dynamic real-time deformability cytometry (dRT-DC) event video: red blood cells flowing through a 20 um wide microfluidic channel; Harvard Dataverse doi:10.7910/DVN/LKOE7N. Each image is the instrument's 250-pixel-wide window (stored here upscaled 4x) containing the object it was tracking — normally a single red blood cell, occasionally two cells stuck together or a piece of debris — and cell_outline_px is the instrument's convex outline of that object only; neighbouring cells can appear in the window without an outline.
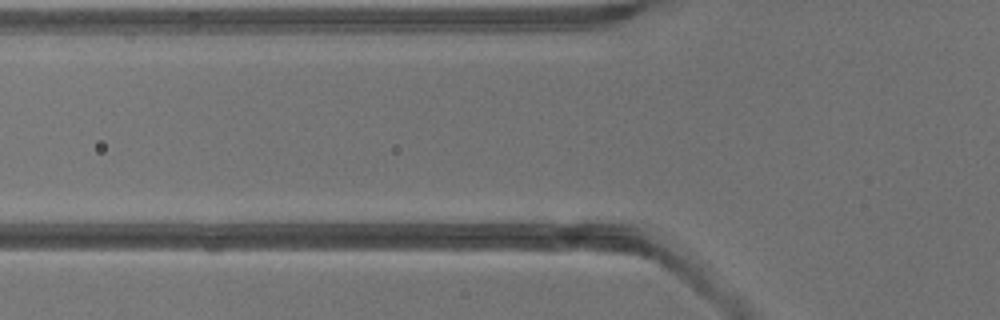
{"species": "common noctule bat (a hibernating species)", "species_latin": "Nyctalus noctula", "temperature_condition": "warm", "stored_images_in_passage": 6, "camera_frame_rate_fps": 3000, "um_per_image_px": 0.085, "animal": {"sex": "male", "body_mass_g": 13.3}, "frame": {"image": 1, "passage_image": 2, "time_ms": 0.333, "image_size_px": [1000, 320], "cell_outline_px": [[308, 224], [292, 232], [220, 236], [208, 236], [172, 232], [172, 224], [260, 220], [304, 220]], "centroid_in_image_um": [20.32, 19.34], "position_along_channel_um": 105.5, "area_um2": 11.91}}